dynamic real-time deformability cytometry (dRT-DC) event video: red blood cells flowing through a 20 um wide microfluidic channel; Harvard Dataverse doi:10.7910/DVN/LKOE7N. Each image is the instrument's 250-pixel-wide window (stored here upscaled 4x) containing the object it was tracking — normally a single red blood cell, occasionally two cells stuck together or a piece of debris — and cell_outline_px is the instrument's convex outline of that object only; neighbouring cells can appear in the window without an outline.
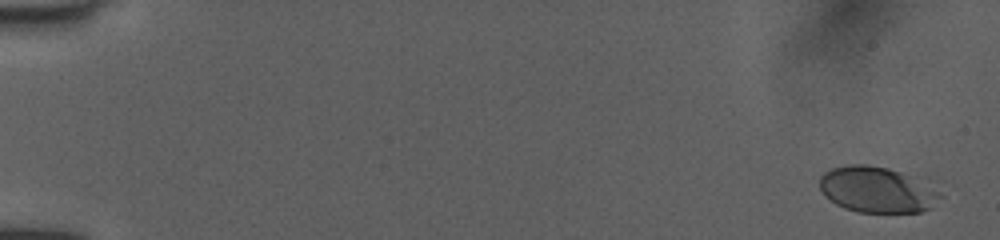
{"species": "human", "species_latin": "Homo sapiens", "temperature_condition": "room temperature", "stored_images_in_passage": 9, "camera_frame_rate_fps": 3000, "um_per_image_px": 0.085, "donor": {"sex": "female"}, "frame": {"image": 1, "passage_image": 1, "time_ms": 0.0, "image_size_px": [1000, 240], "cell_outline_px": [[944, 196], [932, 208], [920, 212], [856, 212], [844, 208], [836, 204], [824, 196], [820, 188], [820, 176], [824, 172], [832, 168], [848, 164], [868, 164], [888, 168], [944, 180]], "centroid_in_image_um": [74.82, 16.08], "position_along_channel_um": 10.2, "area_um2": 34.62}}
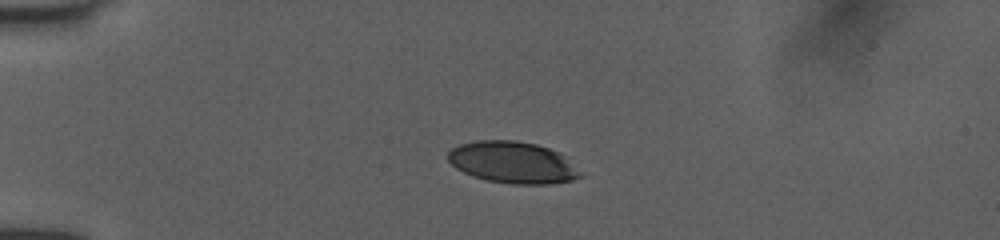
{"frame": {"image": 2, "passage_image": 6, "time_ms": 1.667, "image_size_px": [1000, 240], "cell_outline_px": [[584, 176], [572, 180], [548, 184], [512, 184], [488, 180], [464, 172], [456, 168], [448, 160], [448, 152], [452, 148], [460, 144], [476, 140], [516, 140], [536, 144], [560, 152]], "centroid_in_image_um": [43.58, 13.8], "position_along_channel_um": 41.4, "area_um2": 31.96}}
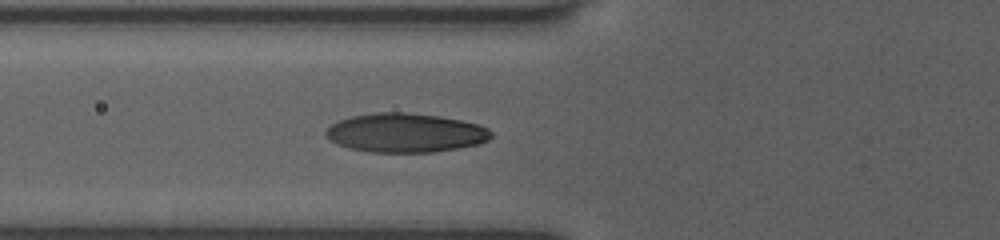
{"frame": {"image": 3, "passage_image": 9, "time_ms": 2.667, "image_size_px": [1000, 240], "cell_outline_px": [[492, 136], [488, 140], [480, 144], [432, 152], [368, 152], [348, 148], [336, 144], [324, 132], [332, 124], [340, 120], [352, 116], [376, 112], [404, 112], [440, 116], [460, 120], [476, 124], [488, 128], [492, 132]], "centroid_in_image_um": [34.47, 11.29], "position_along_channel_um": 91.3, "area_um2": 37.51}}